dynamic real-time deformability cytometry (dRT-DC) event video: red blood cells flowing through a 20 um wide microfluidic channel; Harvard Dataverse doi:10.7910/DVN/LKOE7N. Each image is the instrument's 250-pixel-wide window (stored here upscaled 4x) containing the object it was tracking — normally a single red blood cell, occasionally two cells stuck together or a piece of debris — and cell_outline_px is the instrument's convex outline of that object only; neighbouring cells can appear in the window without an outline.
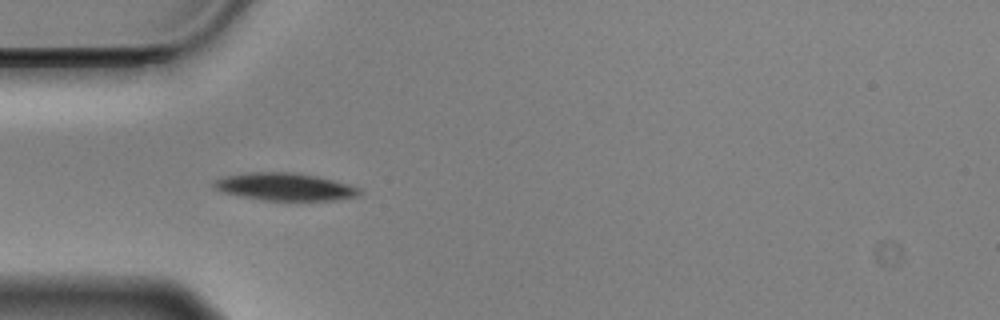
{"species": "Egyptian fruit bat (a non-hibernating species)", "species_latin": "Rousettus aegyptiacus", "temperature_condition": "cold", "stored_images_in_passage": 11, "camera_frame_rate_fps": 3000, "um_per_image_px": 0.085, "animal": {"sex": "male"}, "frame": {"image": 1, "passage_image": 4, "time_ms": 1.0, "image_size_px": [1000, 320], "cell_outline_px": [[360, 192], [356, 196], [332, 200], [264, 200], [224, 192], [216, 188], [212, 184], [216, 180], [224, 176], [248, 172], [292, 172], [316, 176], [348, 184], [360, 188]], "centroid_in_image_um": [24.21, 15.86], "position_along_channel_um": 60.8, "area_um2": 22.89}}
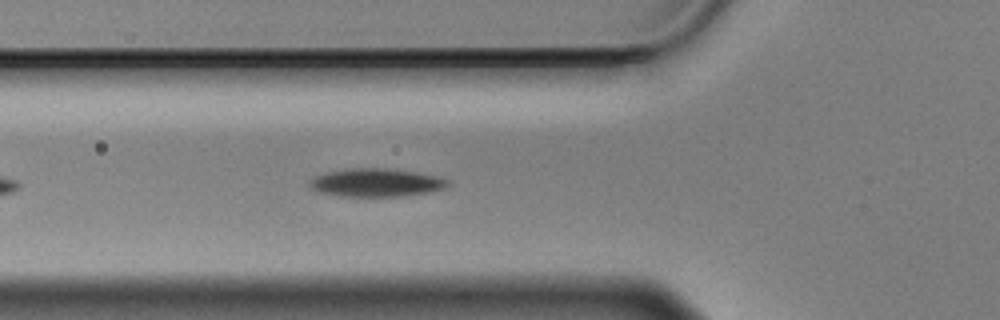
{"frame": {"image": 2, "passage_image": 7, "time_ms": 2.0, "image_size_px": [1000, 320], "cell_outline_px": [[448, 184], [444, 188], [428, 192], [404, 196], [340, 196], [320, 192], [312, 188], [308, 184], [308, 180], [324, 172], [348, 168], [388, 168], [416, 172], [436, 176], [448, 180]], "centroid_in_image_um": [31.93, 15.51], "position_along_channel_um": 93.9, "area_um2": 22.66}}